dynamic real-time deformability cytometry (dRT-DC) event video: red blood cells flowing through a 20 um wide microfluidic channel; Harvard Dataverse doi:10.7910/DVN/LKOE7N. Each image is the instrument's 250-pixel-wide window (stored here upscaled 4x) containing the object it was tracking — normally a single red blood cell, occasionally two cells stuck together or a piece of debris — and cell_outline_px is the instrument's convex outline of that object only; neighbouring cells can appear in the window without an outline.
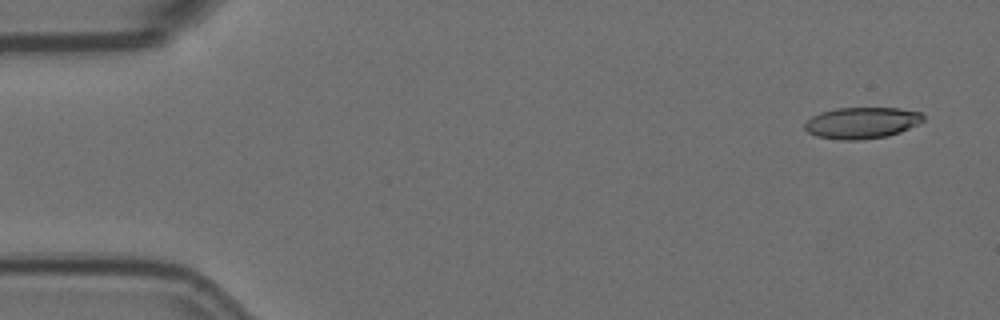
{"species": "Egyptian fruit bat (a non-hibernating species)", "species_latin": "Rousettus aegyptiacus", "temperature_condition": "room temperature", "stored_images_in_passage": 5, "camera_frame_rate_fps": 3000, "um_per_image_px": 0.085, "animal": {"sex": "female"}, "frame": {"image": 1, "passage_image": 1, "time_ms": 0.0, "image_size_px": [1000, 320], "cell_outline_px": [[924, 120], [900, 132], [888, 136], [860, 140], [840, 140], [816, 136], [808, 132], [804, 128], [804, 124], [812, 116], [820, 112], [836, 108], [900, 108], [920, 112], [924, 116]], "centroid_in_image_um": [73.23, 10.44], "position_along_channel_um": 11.8, "area_um2": 21.68}}
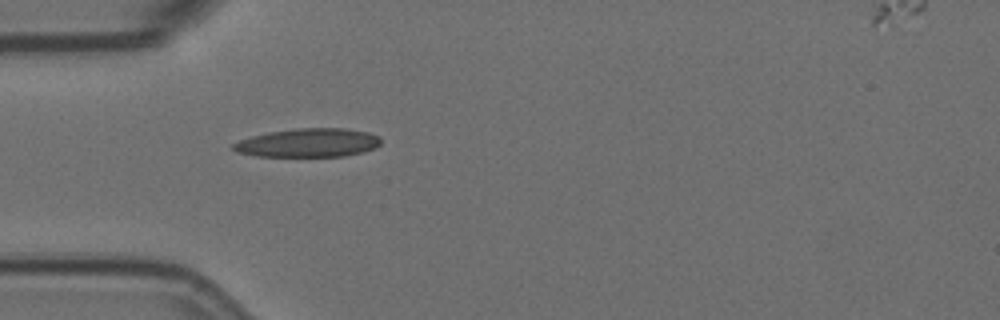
{"frame": {"image": 2, "passage_image": 5, "time_ms": 1.333, "image_size_px": [1000, 320], "cell_outline_px": [[380, 144], [376, 148], [344, 156], [256, 156], [236, 152], [232, 148], [232, 144], [240, 140], [252, 136], [268, 132], [296, 128], [344, 128], [368, 132], [380, 136]], "centroid_in_image_um": [26.2, 12.13], "position_along_channel_um": 58.8, "area_um2": 24.62}}